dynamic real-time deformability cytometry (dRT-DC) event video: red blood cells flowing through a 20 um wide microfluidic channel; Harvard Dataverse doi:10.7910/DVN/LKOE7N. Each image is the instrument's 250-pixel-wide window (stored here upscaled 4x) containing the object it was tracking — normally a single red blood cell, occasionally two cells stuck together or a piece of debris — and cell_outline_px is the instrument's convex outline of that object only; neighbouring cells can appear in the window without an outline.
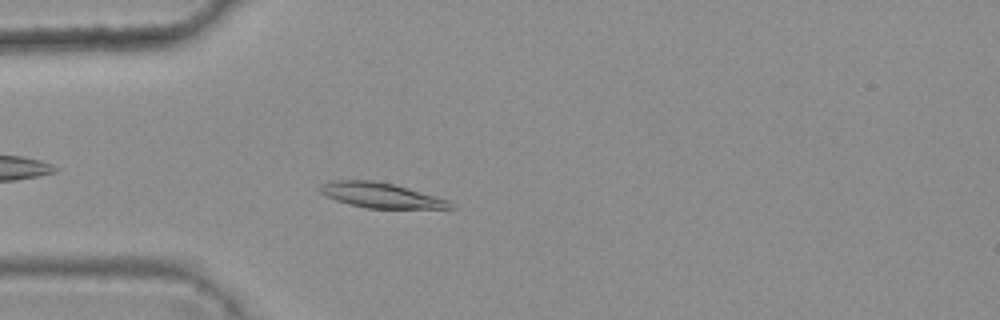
{"species": "common noctule bat (a hibernating species)", "species_latin": "Nyctalus noctula", "temperature_condition": "warm", "stored_images_in_passage": 30, "camera_frame_rate_fps": 3000, "um_per_image_px": 0.085, "animal": {"sex": "female", "body_mass_g": 25.1}, "frame": {"image": 1, "passage_image": 3, "time_ms": 0.667, "image_size_px": [1000, 320], "cell_outline_px": [[456, 208], [368, 208], [348, 204], [336, 200], [320, 192], [316, 188], [332, 180], [372, 180], [392, 184], [408, 188], [436, 196], [448, 200]], "centroid_in_image_um": [32.35, 16.59], "position_along_channel_um": 52.6, "area_um2": 18.79}}
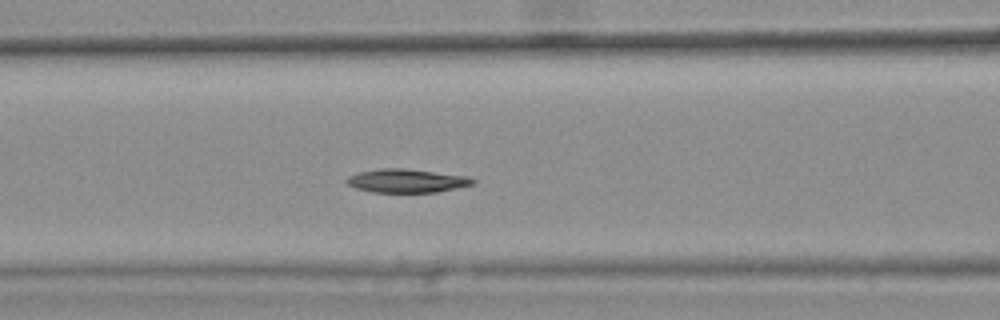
{"frame": {"image": 2, "passage_image": 10, "time_ms": 3.0, "image_size_px": [1000, 320], "cell_outline_px": [[476, 180], [472, 184], [456, 188], [436, 192], [372, 192], [356, 188], [348, 184], [344, 180], [348, 176], [356, 172], [380, 168], [404, 168], [468, 176]], "centroid_in_image_um": [34.52, 15.36], "position_along_channel_um": 132.1, "area_um2": 17.34}}
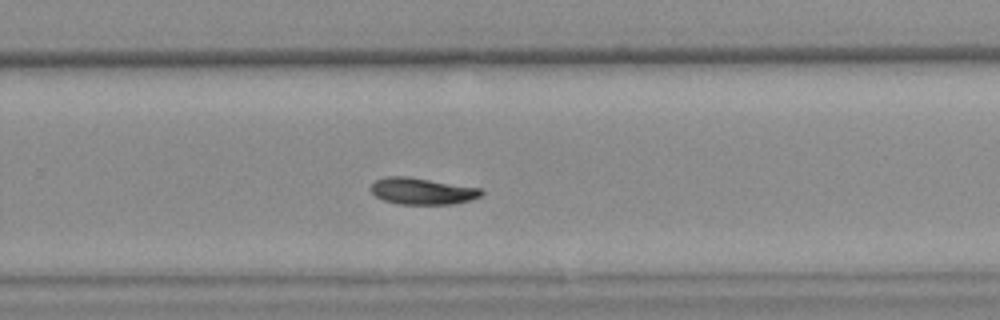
{"frame": {"image": 3, "passage_image": 23, "time_ms": 7.333, "image_size_px": [1000, 320], "cell_outline_px": [[484, 192], [480, 196], [472, 200], [452, 204], [400, 204], [384, 200], [376, 196], [368, 188], [376, 180], [384, 176], [408, 176], [480, 188]], "centroid_in_image_um": [35.87, 16.24], "position_along_channel_um": 293.9, "area_um2": 17.17}, "authors_computed_cell_mechanics": {"area_um2": 17.2822, "velocity_mm_per_s": 3.7459, "shape_relaxation_time_tau1_ms": 5.7169, "shape_relaxation_time_tau2_ms": null, "deformation_change_tau1": 0.1486, "deformation_change_tau2": null}}